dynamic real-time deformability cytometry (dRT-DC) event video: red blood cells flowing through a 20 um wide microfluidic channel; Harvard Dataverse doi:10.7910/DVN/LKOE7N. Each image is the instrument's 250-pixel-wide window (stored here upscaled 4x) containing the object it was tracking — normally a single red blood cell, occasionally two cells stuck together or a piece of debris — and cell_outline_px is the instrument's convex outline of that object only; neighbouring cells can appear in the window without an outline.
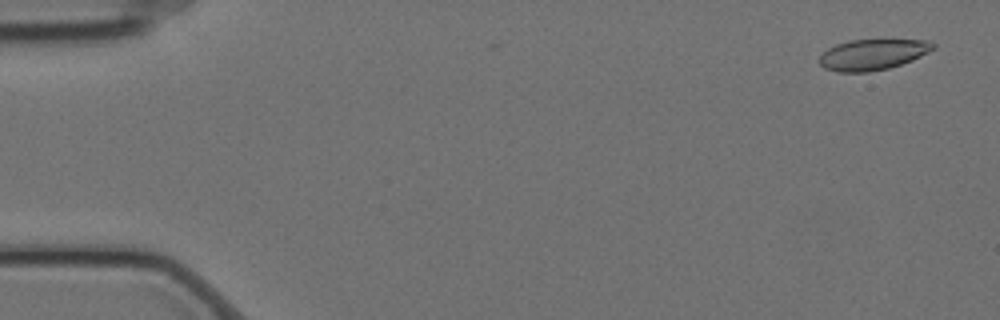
{"species": "Egyptian fruit bat (a non-hibernating species)", "species_latin": "Rousettus aegyptiacus", "temperature_condition": "cold", "stored_images_in_passage": 6, "camera_frame_rate_fps": 3000, "um_per_image_px": 0.085, "animal": {"sex": "female"}, "frame": {"image": 1, "passage_image": 3, "time_ms": 0.667, "image_size_px": [1000, 320], "cell_outline_px": [[936, 48], [912, 60], [888, 68], [868, 72], [836, 72], [824, 68], [820, 64], [820, 56], [828, 48], [836, 44], [848, 40], [932, 40], [936, 44]], "centroid_in_image_um": [74.19, 4.63], "position_along_channel_um": 10.8, "area_um2": 20.4}}